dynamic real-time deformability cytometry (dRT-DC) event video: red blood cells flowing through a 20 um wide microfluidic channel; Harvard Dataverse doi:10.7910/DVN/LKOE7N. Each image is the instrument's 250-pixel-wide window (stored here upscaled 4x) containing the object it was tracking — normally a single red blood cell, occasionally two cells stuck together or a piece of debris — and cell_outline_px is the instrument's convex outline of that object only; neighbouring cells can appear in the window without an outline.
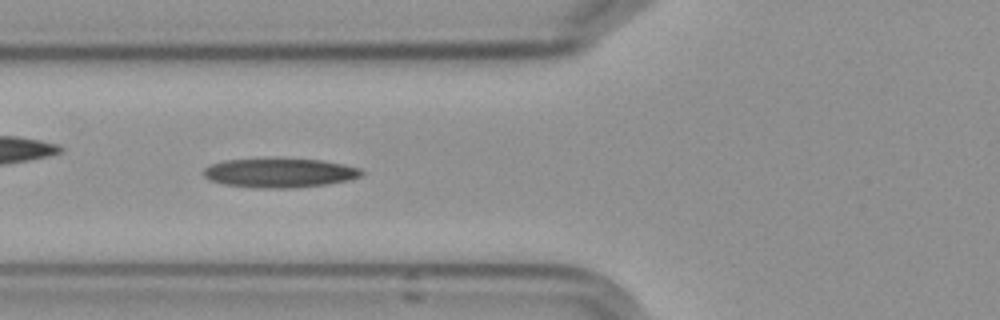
{"species": "Egyptian fruit bat (a non-hibernating species)", "species_latin": "Rousettus aegyptiacus", "temperature_condition": "cold", "stored_images_in_passage": 4, "camera_frame_rate_fps": 3000, "um_per_image_px": 0.085, "frame": {"image": 1, "passage_image": 3, "time_ms": 2.333, "image_size_px": [1000, 320], "cell_outline_px": [[364, 172], [360, 176], [348, 180], [328, 184], [292, 188], [252, 188], [224, 184], [208, 180], [200, 172], [204, 168], [212, 164], [224, 160], [320, 160], [344, 164], [360, 168]], "centroid_in_image_um": [23.74, 14.72], "position_along_channel_um": 102.1, "area_um2": 26.59}}
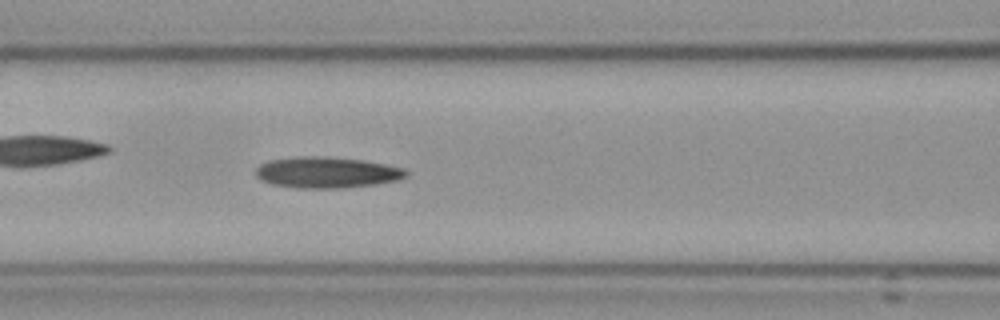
{"frame": {"image": 2, "passage_image": 4, "time_ms": 3.333, "image_size_px": [1000, 320], "cell_outline_px": [[408, 176], [400, 180], [376, 184], [340, 188], [300, 188], [272, 184], [260, 180], [256, 176], [256, 168], [260, 164], [268, 160], [296, 156], [324, 156], [360, 160], [384, 164], [404, 168], [408, 172]], "centroid_in_image_um": [27.77, 14.65], "position_along_channel_um": 138.8, "area_um2": 27.34}}